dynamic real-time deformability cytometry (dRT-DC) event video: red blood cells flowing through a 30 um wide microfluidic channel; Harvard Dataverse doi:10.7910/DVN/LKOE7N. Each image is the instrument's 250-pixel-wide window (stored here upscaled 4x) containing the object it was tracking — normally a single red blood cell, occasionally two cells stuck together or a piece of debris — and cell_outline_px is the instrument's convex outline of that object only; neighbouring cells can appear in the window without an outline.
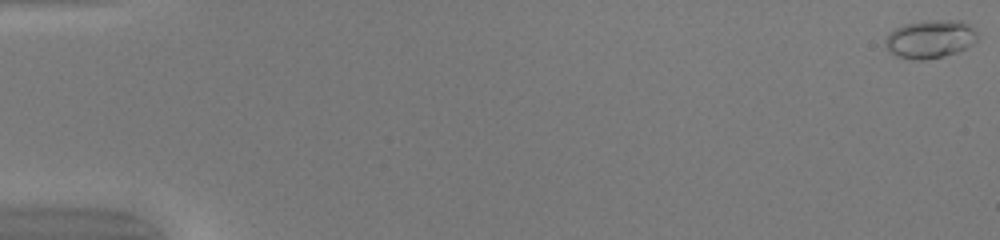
{"species": "common noctule bat (a hibernating species)", "species_latin": "Nyctalus noctula", "temperature_condition": "warm", "stored_images_in_passage": 50, "camera_frame_rate_fps": 3000, "um_per_image_px": 0.085, "animal": {"sex": "female", "body_mass_g": 20.0, "forearm_length_mm": 54.0}, "frame": {"image": 1, "passage_image": 1, "time_ms": 0.0, "image_size_px": [1000, 240], "cell_outline_px": [[976, 40], [972, 44], [956, 52], [924, 60], [912, 60], [896, 56], [884, 44], [884, 40], [888, 32], [904, 24], [924, 20], [960, 20], [972, 28], [976, 32]], "centroid_in_image_um": [79.01, 3.31], "position_along_channel_um": 6.0, "area_um2": 20.35}}
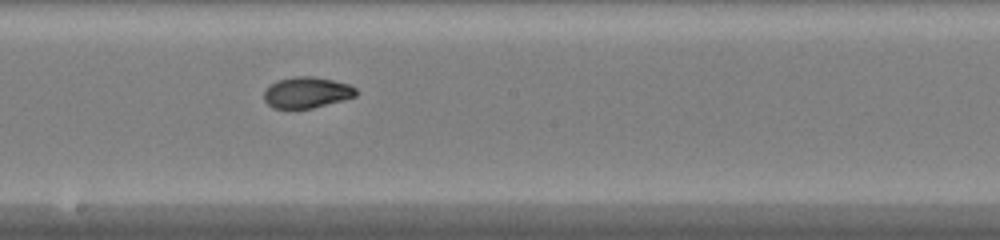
{"frame": {"image": 2, "passage_image": 29, "time_ms": 9.333, "image_size_px": [1000, 240], "cell_outline_px": [[356, 96], [344, 100], [312, 108], [272, 108], [264, 100], [264, 92], [268, 84], [276, 80], [292, 76], [312, 76], [332, 80], [348, 84], [356, 88]], "centroid_in_image_um": [26.04, 7.85], "position_along_channel_um": 222.2, "area_um2": 16.76}}
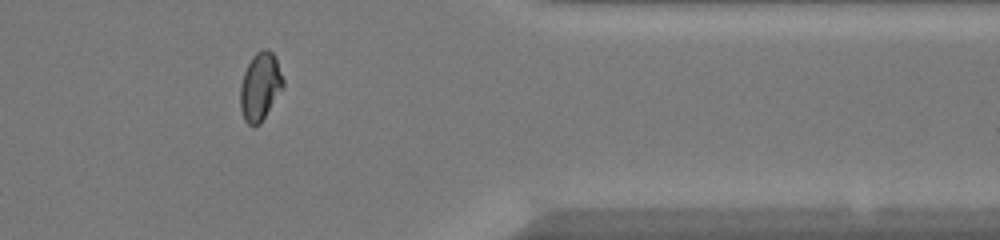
{"frame": {"image": 3, "passage_image": 42, "time_ms": 13.667, "image_size_px": [1000, 240], "cell_outline_px": [[284, 88], [260, 124], [252, 128], [244, 120], [240, 108], [240, 84], [244, 72], [252, 56], [256, 52], [264, 48], [268, 48], [276, 56], [284, 80]], "centroid_in_image_um": [22.12, 7.36], "position_along_channel_um": 389.3, "area_um2": 17.4}, "authors_computed_cell_mechanics": {"area_um2": 17.2533, "velocity_mm_per_s": 4.2269, "shape_relaxation_time_tau1_ms": 3.9917, "shape_relaxation_time_tau2_ms": 1.1318, "deformation_change_tau1": 0.2097, "deformation_change_tau2": 0.0477}}